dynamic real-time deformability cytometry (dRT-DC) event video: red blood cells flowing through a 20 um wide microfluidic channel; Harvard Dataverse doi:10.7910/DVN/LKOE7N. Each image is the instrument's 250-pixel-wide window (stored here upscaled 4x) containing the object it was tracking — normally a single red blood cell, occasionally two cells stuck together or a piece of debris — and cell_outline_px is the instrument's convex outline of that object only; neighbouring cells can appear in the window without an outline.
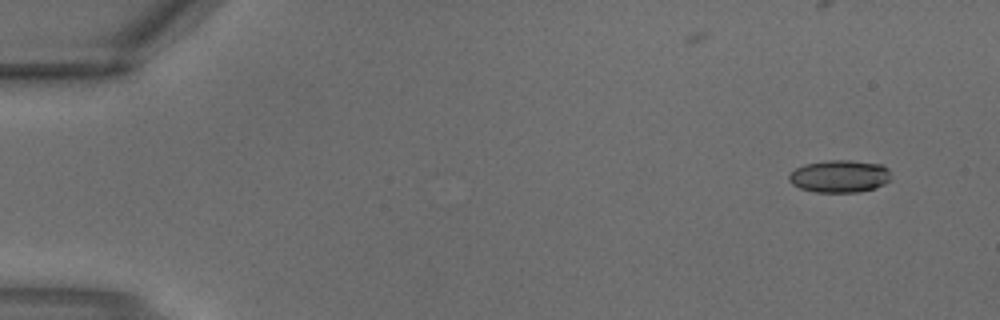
{"species": "common noctule bat (a hibernating species)", "species_latin": "Nyctalus noctula", "temperature_condition": "warm", "stored_images_in_passage": 3, "camera_frame_rate_fps": 3000, "um_per_image_px": 0.085, "animal": {"sex": "male", "body_mass_g": 18.8}, "frame": {"image": 1, "passage_image": 1, "time_ms": 0.0, "image_size_px": [1000, 320], "cell_outline_px": [[892, 180], [876, 188], [860, 192], [816, 192], [800, 188], [792, 184], [788, 180], [788, 176], [796, 168], [804, 164], [828, 160], [848, 160], [880, 164], [888, 168]], "centroid_in_image_um": [71.39, 14.99], "position_along_channel_um": 13.6, "area_um2": 19.42}}
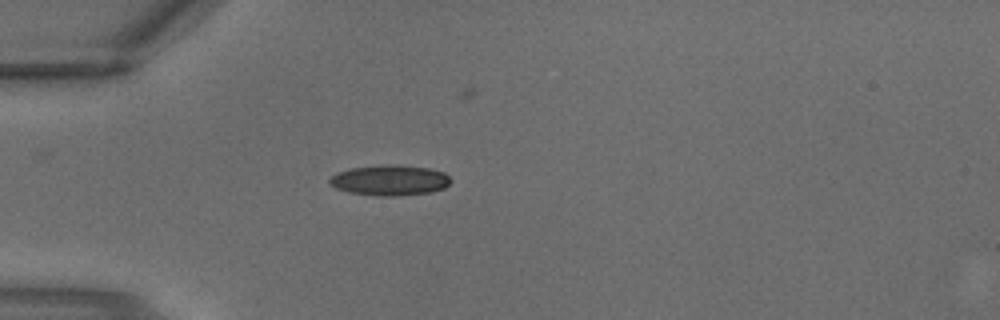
{"frame": {"image": 2, "passage_image": 3, "time_ms": 0.667, "image_size_px": [1000, 320], "cell_outline_px": [[452, 180], [444, 188], [432, 192], [392, 196], [380, 196], [348, 192], [336, 188], [328, 184], [328, 180], [336, 172], [352, 168], [388, 164], [400, 164], [428, 168], [444, 172]], "centroid_in_image_um": [33.12, 15.31], "position_along_channel_um": 51.9, "area_um2": 21.62}}